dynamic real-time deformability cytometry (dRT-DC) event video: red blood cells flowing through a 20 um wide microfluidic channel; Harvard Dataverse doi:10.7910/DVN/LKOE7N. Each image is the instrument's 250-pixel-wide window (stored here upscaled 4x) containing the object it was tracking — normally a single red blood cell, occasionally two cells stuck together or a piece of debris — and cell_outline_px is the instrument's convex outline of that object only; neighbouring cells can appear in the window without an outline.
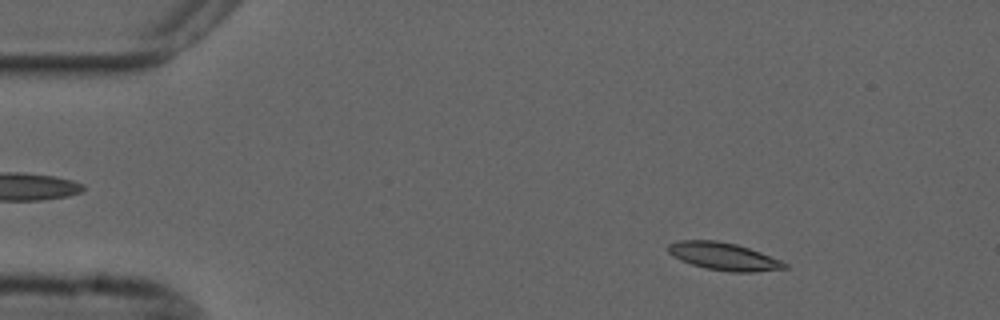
{"species": "common noctule bat (a hibernating species)", "species_latin": "Nyctalus noctula", "temperature_condition": "cold", "stored_images_in_passage": 55, "camera_frame_rate_fps": 3000, "um_per_image_px": 0.085, "animal": {"sex": "male", "forearm_length_mm": 52.5}, "frame": {"image": 1, "passage_image": 7, "time_ms": 2.0, "image_size_px": [1000, 320], "cell_outline_px": [[788, 268], [752, 272], [732, 272], [708, 268], [692, 264], [680, 260], [668, 252], [668, 244], [676, 240], [716, 240], [736, 244], [760, 252], [780, 260], [788, 264]], "centroid_in_image_um": [61.5, 21.78], "position_along_channel_um": 23.5, "area_um2": 18.55}}
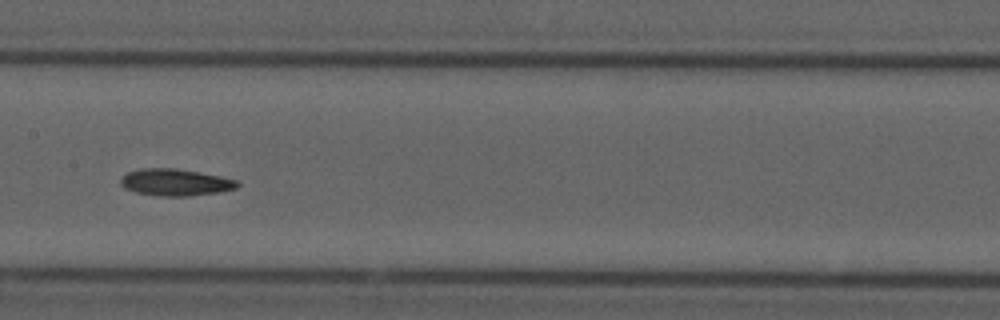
{"frame": {"image": 2, "passage_image": 27, "time_ms": 8.667, "image_size_px": [1000, 320], "cell_outline_px": [[240, 184], [236, 188], [220, 192], [192, 196], [156, 196], [136, 192], [124, 188], [120, 184], [120, 180], [128, 172], [144, 168], [172, 168], [220, 176], [236, 180]], "centroid_in_image_um": [14.9, 15.51], "position_along_channel_um": 192.5, "area_um2": 18.15}}
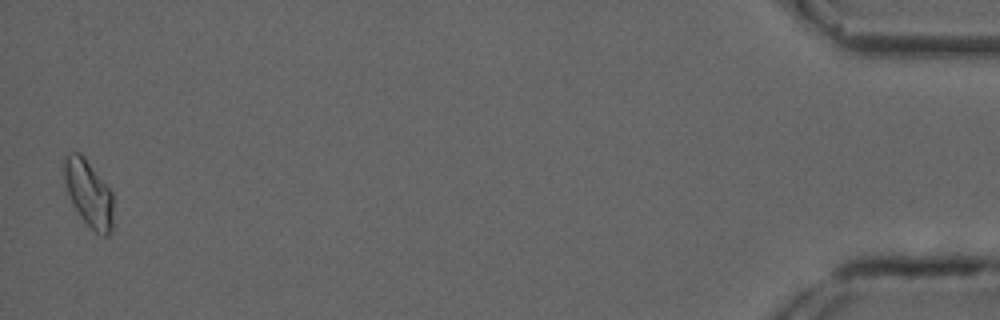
{"frame": {"image": 3, "passage_image": 54, "time_ms": 17.667, "image_size_px": [1000, 320], "cell_outline_px": [[112, 232], [108, 236], [104, 236], [96, 232], [80, 216], [68, 192], [64, 180], [64, 156], [72, 152], [80, 152], [84, 156], [112, 192]], "centroid_in_image_um": [7.54, 16.42], "position_along_channel_um": 427.7, "area_um2": 18.73}, "authors_computed_cell_mechanics": {"area_um2": 18.0336, "velocity_mm_per_s": 3.6697, "shape_relaxation_time_tau1_ms": null, "shape_relaxation_time_tau2_ms": 7.0153, "deformation_change_tau1": null, "deformation_change_tau2": 0.1246}}